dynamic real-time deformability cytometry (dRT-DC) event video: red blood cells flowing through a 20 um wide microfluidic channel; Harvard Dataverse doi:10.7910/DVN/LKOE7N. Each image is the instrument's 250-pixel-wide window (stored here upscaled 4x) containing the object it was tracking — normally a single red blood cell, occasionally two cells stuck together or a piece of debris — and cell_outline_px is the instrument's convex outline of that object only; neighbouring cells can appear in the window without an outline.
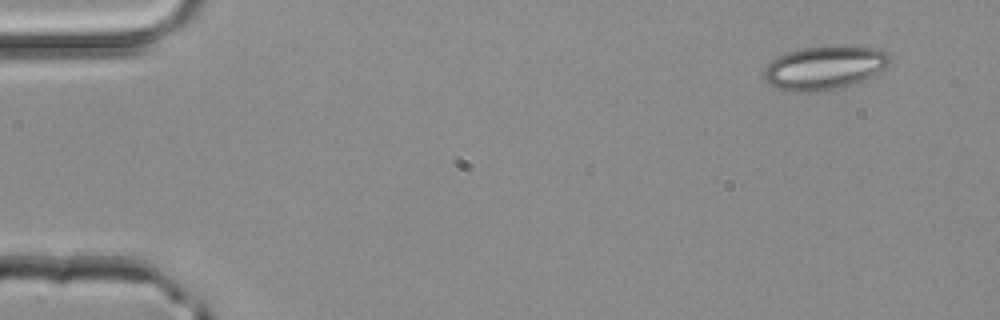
{"species": "common noctule bat (a hibernating species)", "species_latin": "Nyctalus noctula", "temperature_condition": "room temperature", "stored_images_in_passage": 3, "camera_frame_rate_fps": 3000, "um_per_image_px": 0.085, "animal": {"sex": "male", "body_mass_g": 20.4}, "frame": {"image": 1, "passage_image": 1, "time_ms": 0.0, "image_size_px": [1000, 320], "cell_outline_px": [[892, 60], [888, 64], [872, 76], [860, 84], [820, 92], [796, 92], [780, 88], [768, 84], [764, 80], [764, 68], [772, 60], [784, 52], [800, 48], [836, 44], [844, 44], [880, 48], [888, 52], [892, 56]], "centroid_in_image_um": [70.14, 5.73], "position_along_channel_um": 14.9, "area_um2": 33.18}}